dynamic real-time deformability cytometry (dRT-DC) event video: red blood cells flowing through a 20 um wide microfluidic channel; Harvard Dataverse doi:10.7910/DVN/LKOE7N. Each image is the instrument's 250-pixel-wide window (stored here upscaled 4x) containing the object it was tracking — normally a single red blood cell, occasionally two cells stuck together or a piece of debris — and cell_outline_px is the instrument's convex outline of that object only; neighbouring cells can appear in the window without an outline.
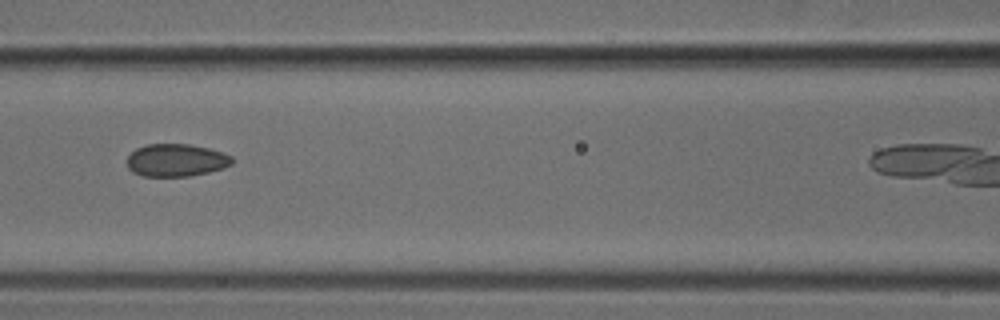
{"species": "common noctule bat (a hibernating species)", "species_latin": "Nyctalus noctula", "temperature_condition": "cold", "stored_images_in_passage": 5, "camera_frame_rate_fps": 3000, "um_per_image_px": 0.085, "animal": {"sex": "male", "body_mass_g": 18.8}, "frame": {"image": 1, "passage_image": 4, "time_ms": 1.0, "image_size_px": [1000, 320], "cell_outline_px": [[232, 164], [224, 168], [208, 172], [188, 176], [144, 176], [132, 172], [128, 168], [128, 156], [136, 148], [144, 144], [188, 144], [208, 148], [232, 156]], "centroid_in_image_um": [14.96, 13.61], "position_along_channel_um": 151.6, "area_um2": 19.88}}